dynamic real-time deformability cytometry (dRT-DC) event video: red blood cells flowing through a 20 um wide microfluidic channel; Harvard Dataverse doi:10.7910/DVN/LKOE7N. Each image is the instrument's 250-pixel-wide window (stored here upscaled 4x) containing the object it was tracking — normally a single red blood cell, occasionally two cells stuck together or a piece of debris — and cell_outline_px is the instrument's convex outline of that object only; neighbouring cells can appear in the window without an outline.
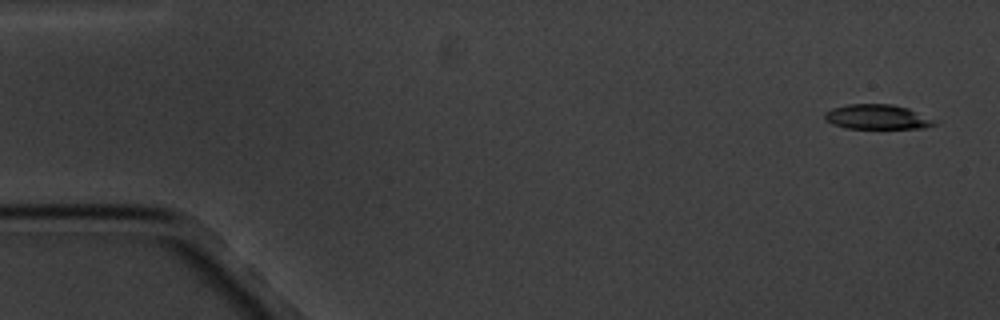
{"species": "common noctule bat (a hibernating species)", "species_latin": "Nyctalus noctula", "temperature_condition": "cold", "stored_images_in_passage": 6, "segment_of_instrument_passage": [1, 2], "camera_frame_rate_fps": 3000, "um_per_image_px": 0.085, "animal": {"sex": "male", "body_mass_g": 20.1, "forearm_length_mm": 53.5}, "frame": {"image": 1, "passage_image": 1, "time_ms": 0.0, "image_size_px": [1000, 320], "cell_outline_px": [[940, 120], [936, 124], [924, 128], [844, 128], [832, 124], [824, 120], [824, 112], [832, 108], [848, 104], [892, 104], [908, 108]], "centroid_in_image_um": [74.59, 9.94], "position_along_channel_um": 10.4, "area_um2": 16.13}}